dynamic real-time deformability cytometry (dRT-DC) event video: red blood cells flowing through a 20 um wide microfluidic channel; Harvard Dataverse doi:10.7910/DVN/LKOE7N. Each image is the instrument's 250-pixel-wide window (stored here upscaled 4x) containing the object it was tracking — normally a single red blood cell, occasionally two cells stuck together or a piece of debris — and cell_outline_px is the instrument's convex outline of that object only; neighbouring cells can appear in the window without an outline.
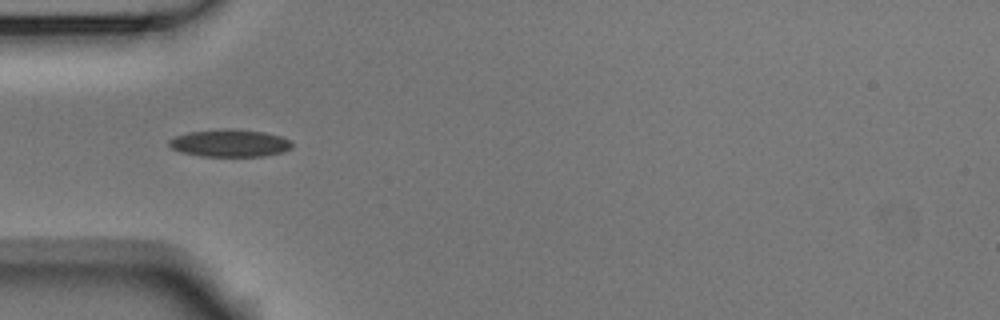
{"species": "Egyptian fruit bat (a non-hibernating species)", "species_latin": "Rousettus aegyptiacus", "temperature_condition": "room temperature", "stored_images_in_passage": 7, "camera_frame_rate_fps": 3000, "um_per_image_px": 0.085, "animal": {"sex": "male"}, "frame": {"image": 1, "passage_image": 2, "time_ms": 0.333, "image_size_px": [1000, 320], "cell_outline_px": [[292, 148], [284, 152], [264, 156], [200, 156], [180, 152], [172, 148], [168, 144], [168, 140], [176, 136], [188, 132], [228, 128], [232, 128], [264, 132], [280, 136], [292, 140]], "centroid_in_image_um": [19.55, 12.16], "position_along_channel_um": 65.4, "area_um2": 19.83}}
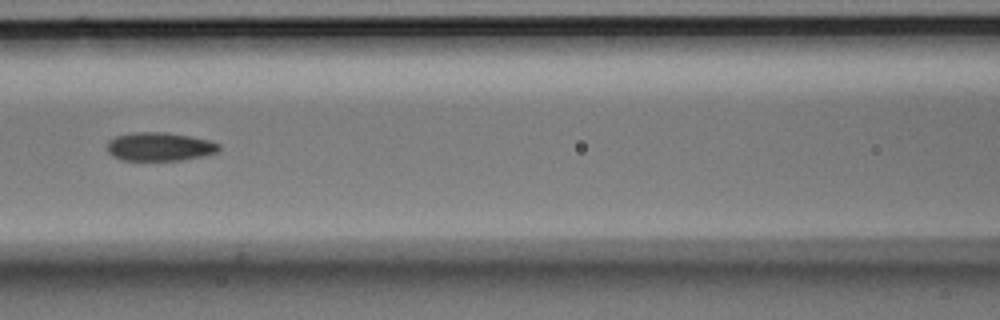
{"frame": {"image": 2, "passage_image": 4, "time_ms": 1.0, "image_size_px": [1000, 320], "cell_outline_px": [[220, 152], [204, 156], [180, 160], [124, 160], [112, 156], [108, 152], [108, 140], [116, 136], [136, 132], [164, 132], [188, 136], [208, 140], [220, 144]], "centroid_in_image_um": [13.59, 12.47], "position_along_channel_um": 153.0, "area_um2": 18.55}}
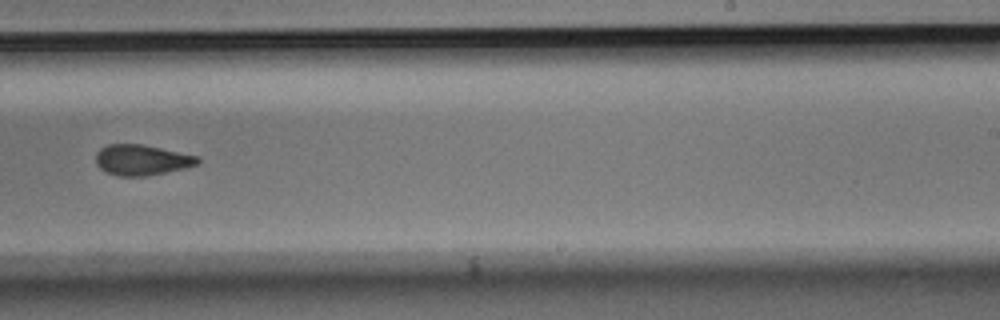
{"frame": {"image": 3, "passage_image": 7, "time_ms": 2.0, "image_size_px": [1000, 320], "cell_outline_px": [[200, 164], [184, 168], [144, 176], [120, 176], [108, 172], [100, 168], [96, 164], [96, 152], [100, 148], [108, 144], [140, 144], [200, 156]], "centroid_in_image_um": [12.06, 13.59], "position_along_channel_um": 276.9, "area_um2": 18.03}}